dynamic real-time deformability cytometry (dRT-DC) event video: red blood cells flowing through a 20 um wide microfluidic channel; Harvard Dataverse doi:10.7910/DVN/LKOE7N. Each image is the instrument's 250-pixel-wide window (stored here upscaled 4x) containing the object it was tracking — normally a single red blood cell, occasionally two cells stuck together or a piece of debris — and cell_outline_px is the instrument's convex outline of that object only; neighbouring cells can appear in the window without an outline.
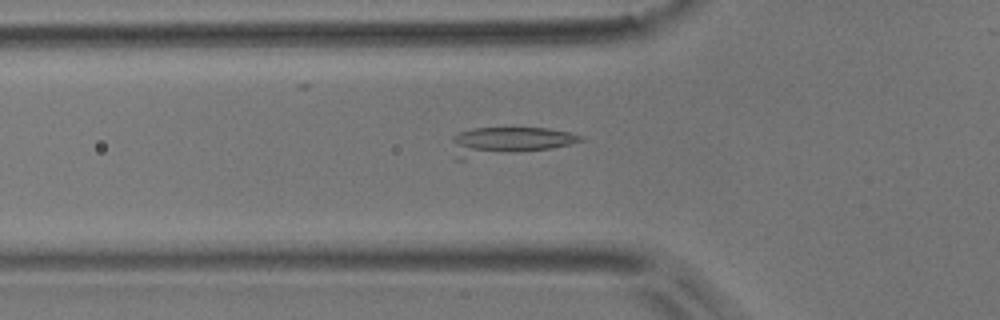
{"species": "common noctule bat (a hibernating species)", "species_latin": "Nyctalus noctula", "temperature_condition": "room temperature", "stored_images_in_passage": 39, "camera_frame_rate_fps": 3000, "um_per_image_px": 0.085, "animal": {"sex": "male", "body_mass_g": 17.9}, "frame": {"image": 1, "passage_image": 2, "time_ms": 0.333, "image_size_px": [1000, 320], "cell_outline_px": [[584, 140], [572, 144], [552, 148], [464, 160], [456, 160], [452, 140], [452, 136], [460, 132], [472, 128], [548, 128], [568, 132], [584, 136]], "centroid_in_image_um": [43.21, 12.01], "position_along_channel_um": 82.6, "area_um2": 21.33}}
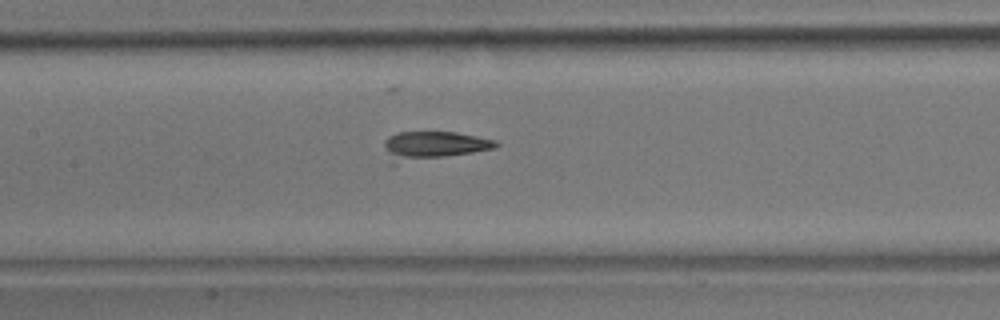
{"frame": {"image": 2, "passage_image": 9, "time_ms": 2.667, "image_size_px": [1000, 320], "cell_outline_px": [[500, 144], [496, 148], [472, 152], [396, 164], [388, 164], [384, 144], [384, 140], [388, 136], [396, 132], [456, 132], [496, 140]], "centroid_in_image_um": [36.75, 12.37], "position_along_channel_um": 170.7, "area_um2": 18.55}}
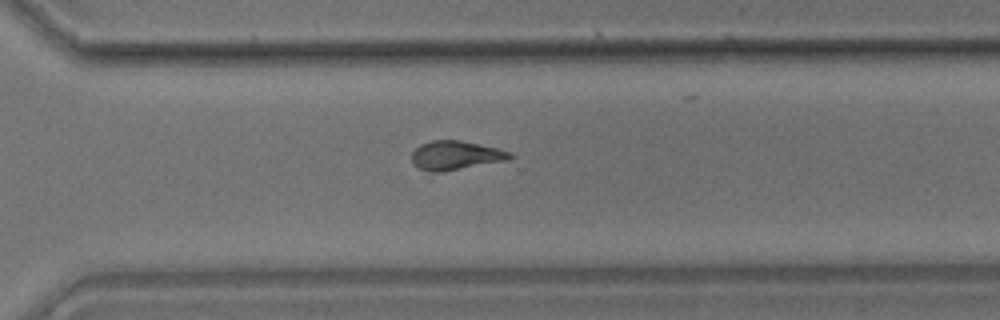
{"frame": {"image": 3, "passage_image": 22, "time_ms": 7.0, "image_size_px": [1000, 320], "cell_outline_px": [[516, 156], [508, 160], [440, 172], [428, 172], [412, 164], [412, 152], [420, 144], [432, 140], [460, 140], [496, 148], [512, 152]], "centroid_in_image_um": [38.73, 13.21], "position_along_channel_um": 331.9, "area_um2": 16.59}}